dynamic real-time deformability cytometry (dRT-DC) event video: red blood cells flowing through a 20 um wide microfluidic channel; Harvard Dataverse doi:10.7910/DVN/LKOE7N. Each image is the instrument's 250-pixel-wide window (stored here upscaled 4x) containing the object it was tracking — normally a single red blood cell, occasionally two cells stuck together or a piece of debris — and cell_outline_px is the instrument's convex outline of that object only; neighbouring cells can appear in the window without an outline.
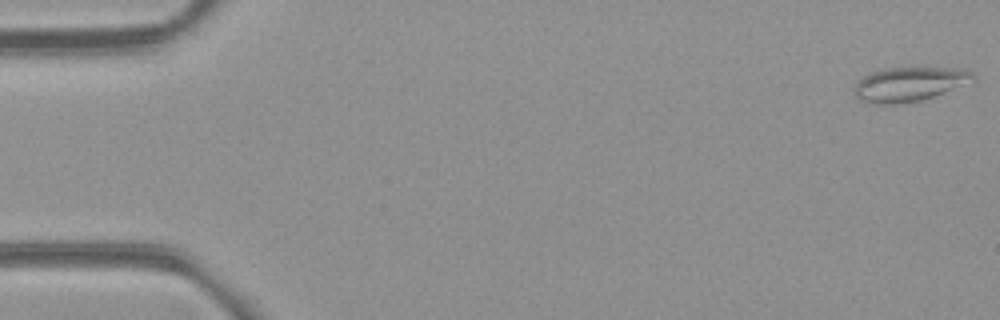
{"species": "common noctule bat (a hibernating species)", "species_latin": "Nyctalus noctula", "temperature_condition": "room temperature", "stored_images_in_passage": 49, "camera_frame_rate_fps": 3000, "um_per_image_px": 0.085, "animal": {"sex": "female", "body_mass_g": 21.9}, "frame": {"image": 1, "passage_image": 1, "time_ms": 0.0, "image_size_px": [1000, 320], "cell_outline_px": [[976, 80], [932, 96], [920, 100], [892, 104], [872, 104], [860, 100], [856, 96], [856, 84], [864, 76], [872, 72], [892, 68], [964, 68]], "centroid_in_image_um": [77.27, 7.15], "position_along_channel_um": 7.7, "area_um2": 23.0}}
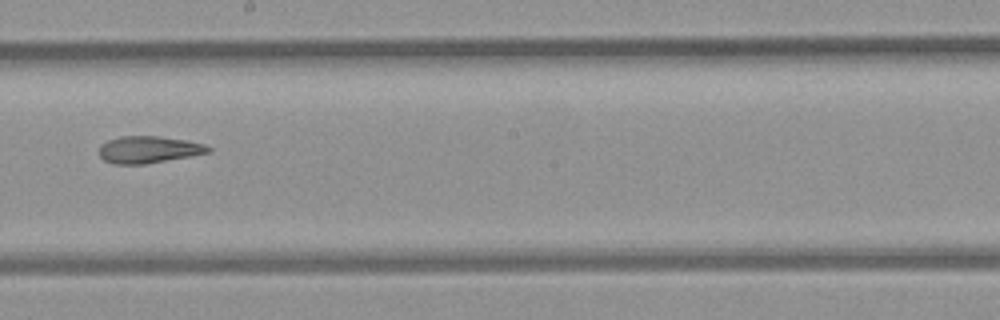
{"frame": {"image": 2, "passage_image": 30, "time_ms": 9.667, "image_size_px": [1000, 320], "cell_outline_px": [[212, 148], [208, 152], [188, 156], [144, 164], [112, 164], [104, 160], [100, 156], [100, 144], [108, 140], [120, 136], [160, 136], [184, 140], [204, 144]], "centroid_in_image_um": [12.58, 12.71], "position_along_channel_um": 235.6, "area_um2": 16.94}}
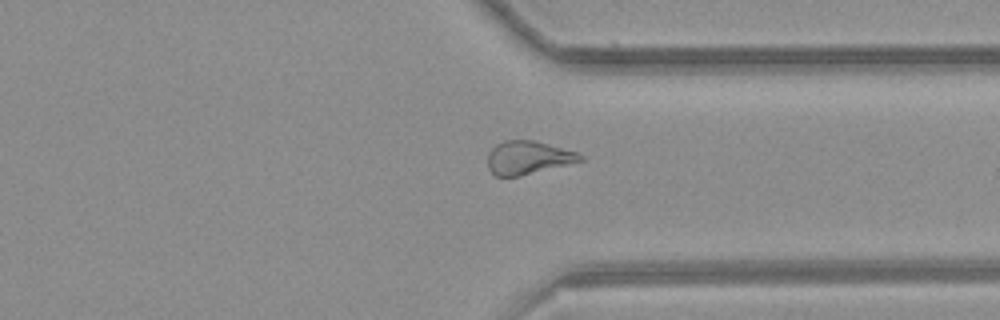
{"frame": {"image": 3, "passage_image": 40, "time_ms": 13.0, "image_size_px": [1000, 320], "cell_outline_px": [[584, 160], [520, 176], [496, 176], [488, 168], [488, 152], [496, 144], [504, 140], [532, 140], [576, 152], [584, 156]], "centroid_in_image_um": [44.85, 13.4], "position_along_channel_um": 366.5, "area_um2": 17.74}}